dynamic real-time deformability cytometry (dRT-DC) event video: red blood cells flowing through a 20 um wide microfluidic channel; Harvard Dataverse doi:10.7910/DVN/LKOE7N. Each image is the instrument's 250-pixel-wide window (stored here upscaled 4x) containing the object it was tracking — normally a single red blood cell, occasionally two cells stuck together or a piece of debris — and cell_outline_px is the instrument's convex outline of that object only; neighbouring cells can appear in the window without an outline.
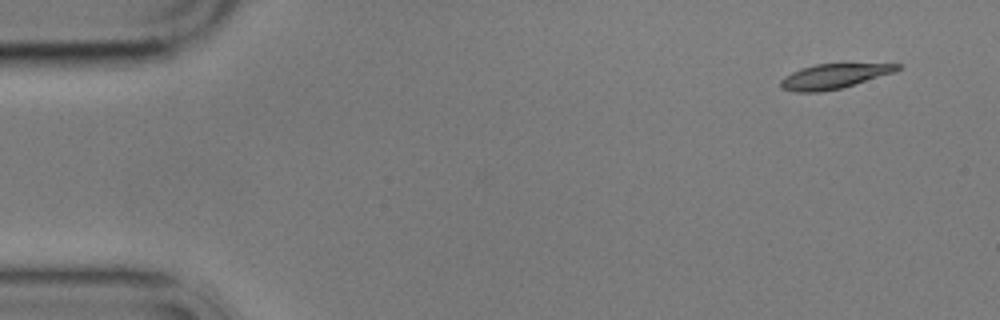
{"species": "common noctule bat (a hibernating species)", "species_latin": "Nyctalus noctula", "temperature_condition": "cold", "stored_images_in_passage": 5, "camera_frame_rate_fps": 3000, "um_per_image_px": 0.085, "animal": {"sex": "male", "body_mass_g": 17.9}, "frame": {"image": 1, "passage_image": 1, "time_ms": 0.0, "image_size_px": [1000, 320], "cell_outline_px": [[904, 64], [896, 72], [840, 88], [820, 92], [796, 92], [780, 88], [780, 80], [784, 76], [792, 72], [816, 64]], "centroid_in_image_um": [70.87, 6.49], "position_along_channel_um": 14.1, "area_um2": 16.65}}
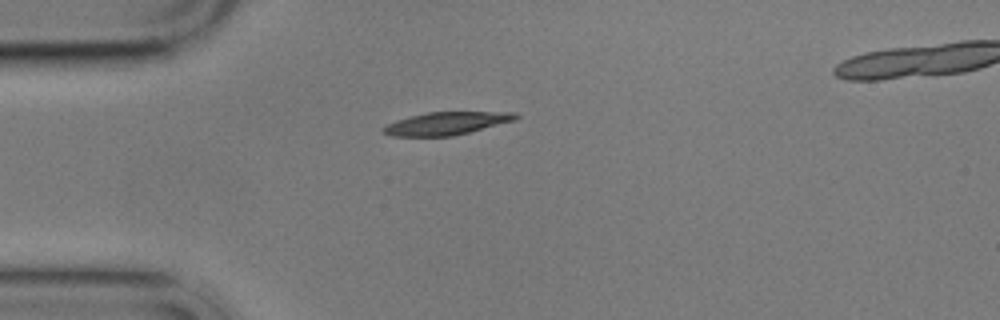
{"frame": {"image": 2, "passage_image": 4, "time_ms": 3.667, "image_size_px": [1000, 320], "cell_outline_px": [[520, 116], [516, 120], [452, 136], [392, 136], [380, 132], [380, 128], [396, 120], [408, 116], [428, 112], [516, 112]], "centroid_in_image_um": [37.91, 10.48], "position_along_channel_um": 47.1, "area_um2": 17.63}}